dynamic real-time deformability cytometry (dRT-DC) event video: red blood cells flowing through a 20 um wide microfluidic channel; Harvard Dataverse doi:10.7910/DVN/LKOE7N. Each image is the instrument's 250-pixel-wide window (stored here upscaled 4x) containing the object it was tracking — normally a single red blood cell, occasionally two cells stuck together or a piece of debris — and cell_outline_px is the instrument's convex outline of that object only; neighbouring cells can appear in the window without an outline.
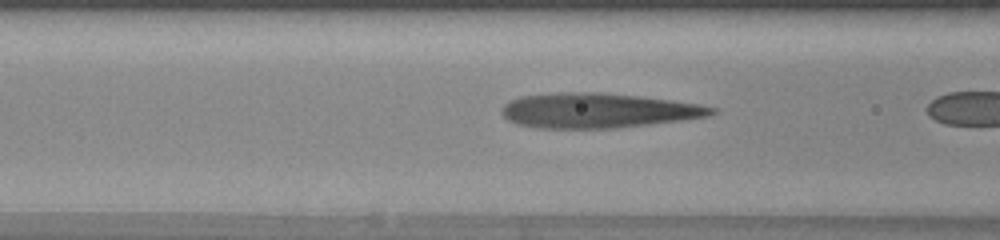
{"species": "human", "species_latin": "Homo sapiens", "temperature_condition": "warm", "stored_images_in_passage": 14, "camera_frame_rate_fps": 3000, "um_per_image_px": 0.085, "donor": {"sex": "female"}, "frame": {"image": 1, "passage_image": 9, "time_ms": 2.667, "image_size_px": [1000, 240], "cell_outline_px": [[716, 112], [708, 116], [648, 124], [616, 128], [536, 128], [516, 124], [508, 120], [504, 116], [504, 104], [520, 96], [556, 92], [600, 92], [640, 96], [696, 104], [716, 108]], "centroid_in_image_um": [50.77, 9.39], "position_along_channel_um": 115.8, "area_um2": 42.19}}
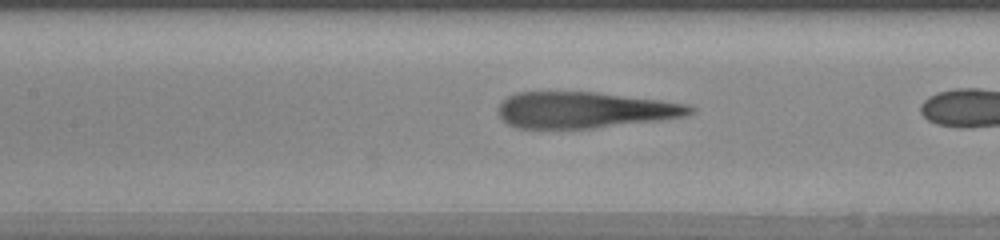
{"frame": {"image": 2, "passage_image": 12, "time_ms": 3.667, "image_size_px": [1000, 240], "cell_outline_px": [[696, 108], [692, 112], [684, 116], [656, 120], [592, 128], [516, 128], [500, 120], [500, 104], [508, 96], [516, 92], [596, 92], [660, 100], [688, 104]], "centroid_in_image_um": [49.67, 9.34], "position_along_channel_um": 157.7, "area_um2": 40.06}}